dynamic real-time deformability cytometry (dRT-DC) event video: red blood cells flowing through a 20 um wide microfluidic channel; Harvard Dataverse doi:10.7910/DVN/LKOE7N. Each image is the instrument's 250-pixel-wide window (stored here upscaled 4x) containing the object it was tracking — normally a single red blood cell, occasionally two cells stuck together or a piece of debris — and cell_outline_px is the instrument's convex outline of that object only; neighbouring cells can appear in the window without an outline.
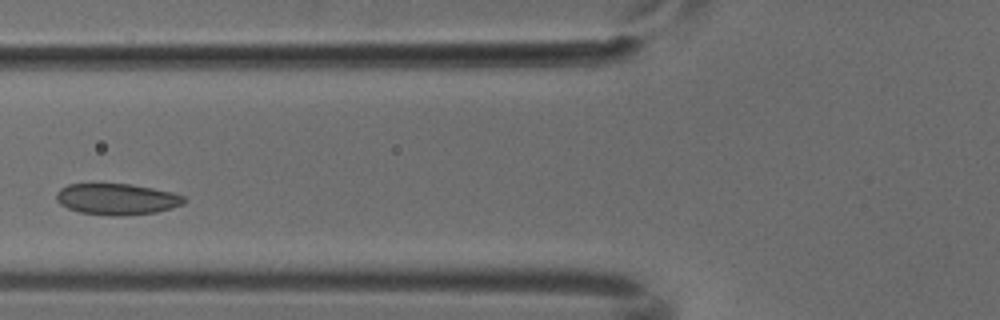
{"species": "common noctule bat (a hibernating species)", "species_latin": "Nyctalus noctula", "temperature_condition": "cold", "stored_images_in_passage": 5, "camera_frame_rate_fps": 3000, "um_per_image_px": 0.085, "animal": {"sex": "male", "body_mass_g": 18.8}, "frame": {"image": 1, "passage_image": 4, "time_ms": 1.0, "image_size_px": [1000, 320], "cell_outline_px": [[188, 200], [184, 204], [172, 208], [156, 212], [120, 216], [108, 216], [80, 212], [68, 208], [60, 204], [56, 200], [56, 192], [60, 188], [68, 184], [92, 180], [132, 184], [172, 192], [184, 196]], "centroid_in_image_um": [9.88, 16.87], "position_along_channel_um": 115.9, "area_um2": 24.33}}
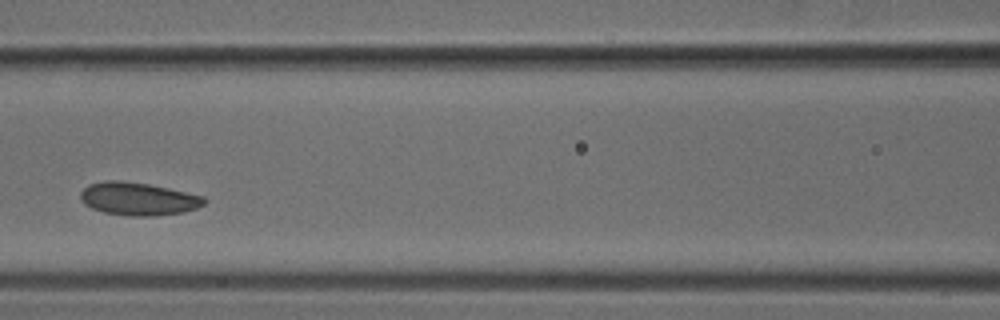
{"frame": {"image": 2, "passage_image": 5, "time_ms": 1.333, "image_size_px": [1000, 320], "cell_outline_px": [[208, 200], [204, 204], [196, 208], [184, 212], [156, 216], [128, 216], [104, 212], [92, 208], [84, 204], [80, 200], [80, 192], [88, 184], [104, 180], [120, 180], [148, 184], [168, 188], [204, 196]], "centroid_in_image_um": [11.74, 16.9], "position_along_channel_um": 154.9, "area_um2": 23.93}}